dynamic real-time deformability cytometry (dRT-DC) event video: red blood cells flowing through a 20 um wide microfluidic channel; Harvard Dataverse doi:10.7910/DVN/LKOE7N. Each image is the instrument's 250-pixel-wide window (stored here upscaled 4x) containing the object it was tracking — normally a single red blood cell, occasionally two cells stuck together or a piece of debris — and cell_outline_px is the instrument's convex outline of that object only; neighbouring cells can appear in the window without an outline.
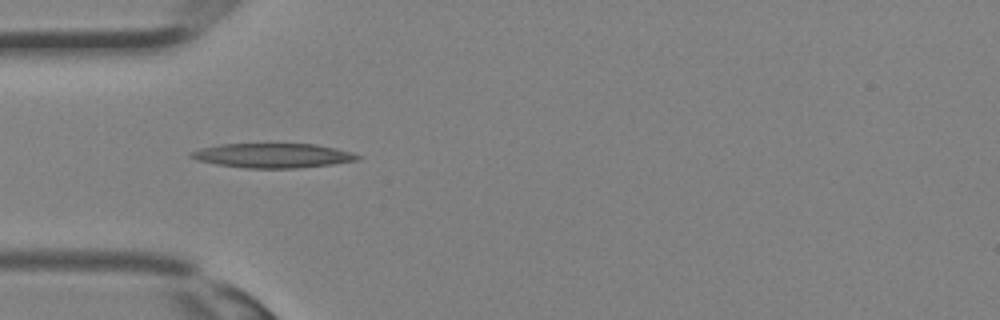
{"species": "Egyptian fruit bat (a non-hibernating species)", "species_latin": "Rousettus aegyptiacus", "temperature_condition": "room temperature", "stored_images_in_passage": 3, "camera_frame_rate_fps": 3000, "um_per_image_px": 0.085, "animal": {"sex": "female"}, "frame": {"image": 1, "passage_image": 1, "time_ms": 0.0, "image_size_px": [1000, 320], "cell_outline_px": [[360, 160], [332, 164], [296, 168], [244, 168], [216, 164], [196, 160], [188, 156], [188, 152], [200, 148], [220, 144], [316, 144], [336, 148], [352, 152], [360, 156]], "centroid_in_image_um": [23.16, 13.22], "position_along_channel_um": 61.8, "area_um2": 23.87}}
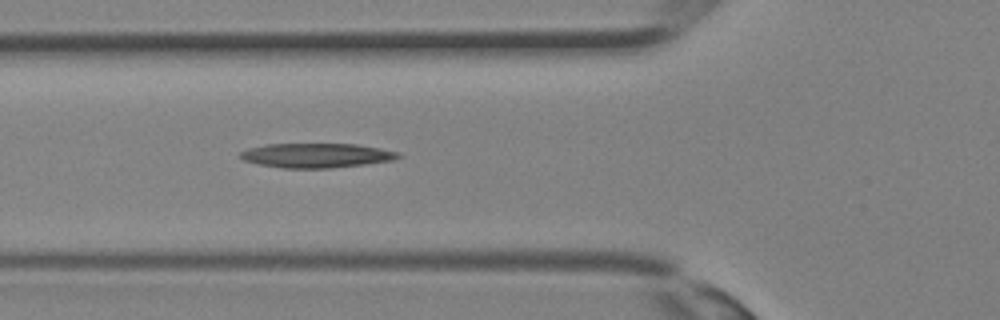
{"frame": {"image": 2, "passage_image": 3, "time_ms": 0.667, "image_size_px": [1000, 320], "cell_outline_px": [[400, 156], [392, 160], [364, 164], [328, 168], [284, 168], [260, 164], [244, 160], [240, 156], [240, 152], [248, 148], [268, 144], [356, 144], [380, 148], [400, 152]], "centroid_in_image_um": [26.9, 13.2], "position_along_channel_um": 98.9, "area_um2": 22.25}}